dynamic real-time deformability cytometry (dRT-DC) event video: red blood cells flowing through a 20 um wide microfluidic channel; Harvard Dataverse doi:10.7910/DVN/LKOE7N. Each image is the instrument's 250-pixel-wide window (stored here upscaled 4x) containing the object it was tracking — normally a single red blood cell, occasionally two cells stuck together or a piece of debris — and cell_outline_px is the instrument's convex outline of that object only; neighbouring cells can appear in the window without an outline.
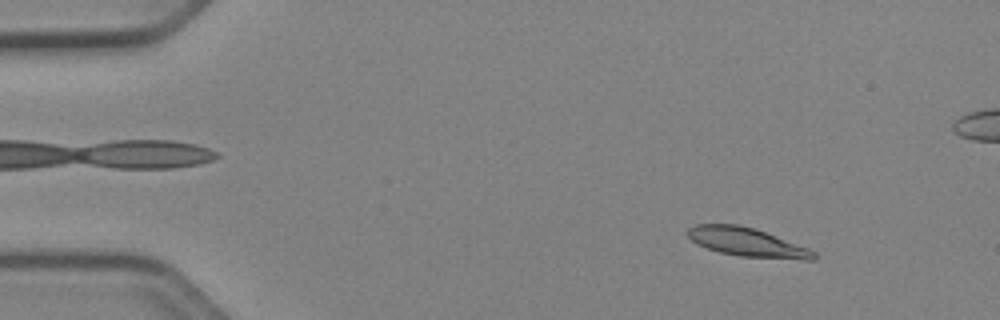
{"species": "Egyptian fruit bat (a non-hibernating species)", "species_latin": "Rousettus aegyptiacus", "temperature_condition": "cold", "stored_images_in_passage": 52, "camera_frame_rate_fps": 3000, "um_per_image_px": 0.085, "animal": {"sex": "female"}, "frame": {"image": 1, "passage_image": 6, "time_ms": 1.667, "image_size_px": [1000, 320], "cell_outline_px": [[816, 256], [812, 260], [804, 260], [740, 256], [720, 252], [696, 244], [688, 236], [688, 228], [696, 224], [740, 224], [756, 228], [808, 248], [816, 252]], "centroid_in_image_um": [63.51, 20.58], "position_along_channel_um": 21.5, "area_um2": 21.1}}
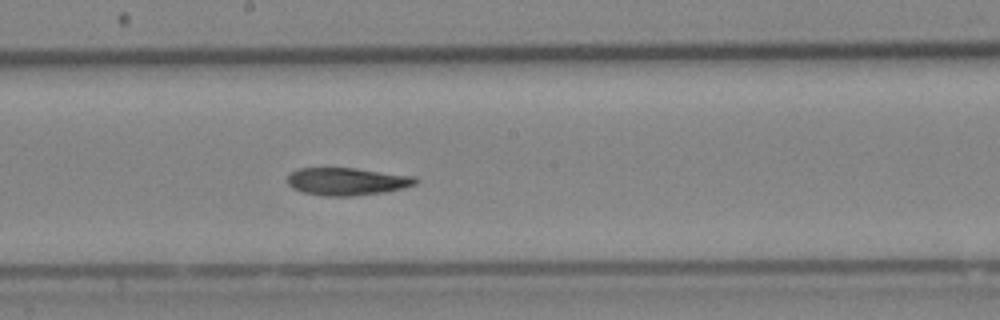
{"frame": {"image": 2, "passage_image": 28, "time_ms": 9.0, "image_size_px": [1000, 320], "cell_outline_px": [[420, 180], [416, 184], [404, 188], [384, 192], [352, 196], [328, 196], [304, 192], [292, 188], [288, 184], [288, 176], [296, 168], [356, 168], [416, 176]], "centroid_in_image_um": [29.54, 15.41], "position_along_channel_um": 218.7, "area_um2": 20.69}}
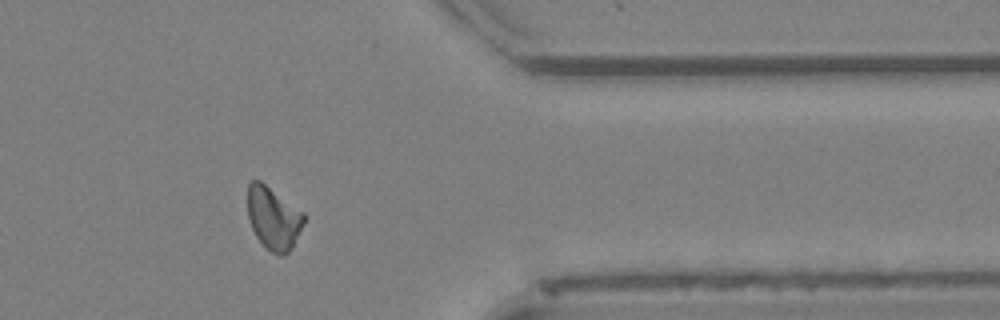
{"frame": {"image": 3, "passage_image": 42, "time_ms": 13.667, "image_size_px": [1000, 320], "cell_outline_px": [[304, 224], [288, 252], [284, 256], [280, 256], [264, 248], [256, 236], [248, 220], [248, 184], [252, 180], [260, 180], [304, 212]], "centroid_in_image_um": [23.23, 18.54], "position_along_channel_um": 388.2, "area_um2": 20.58}, "authors_computed_cell_mechanics": {"area_um2": 20.8369, "velocity_mm_per_s": 3.9358, "shape_relaxation_time_tau1_ms": null, "shape_relaxation_time_tau2_ms": 5.0937, "deformation_change_tau1": null, "deformation_change_tau2": 0.1135}}